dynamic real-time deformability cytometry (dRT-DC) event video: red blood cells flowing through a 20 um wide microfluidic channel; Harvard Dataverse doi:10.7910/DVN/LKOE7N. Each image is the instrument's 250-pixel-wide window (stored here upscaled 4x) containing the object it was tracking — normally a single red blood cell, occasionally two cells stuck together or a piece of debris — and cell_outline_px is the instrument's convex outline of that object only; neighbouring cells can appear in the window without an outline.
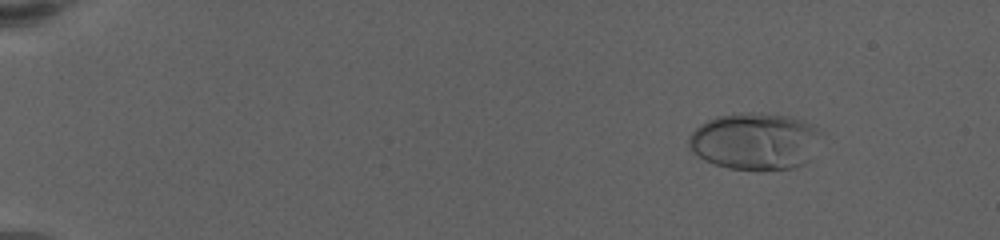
{"species": "human", "species_latin": "Homo sapiens", "temperature_condition": "warm", "stored_images_in_passage": 20, "camera_frame_rate_fps": 3000, "um_per_image_px": 0.085, "donor": {"sex": "female"}, "frame": {"image": 1, "passage_image": 11, "time_ms": 2.667, "image_size_px": [1000, 240], "cell_outline_px": [[816, 132], [804, 164], [792, 168], [728, 168], [704, 160], [692, 152], [688, 144], [688, 140], [692, 132], [700, 124], [716, 116], [748, 112], [788, 116], [812, 124]], "centroid_in_image_um": [64.01, 11.98], "position_along_channel_um": 21.0, "area_um2": 42.14}}